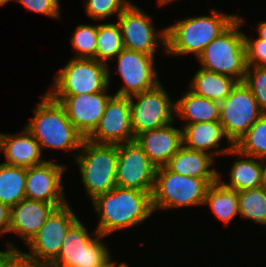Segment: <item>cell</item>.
<instances>
[{
    "label": "cell",
    "instance_id": "6da1fadb",
    "mask_svg": "<svg viewBox=\"0 0 266 267\" xmlns=\"http://www.w3.org/2000/svg\"><path fill=\"white\" fill-rule=\"evenodd\" d=\"M91 202L99 220L95 230L105 236L138 226L154 213L151 194L134 188L115 186Z\"/></svg>",
    "mask_w": 266,
    "mask_h": 267
},
{
    "label": "cell",
    "instance_id": "7a4b0ae2",
    "mask_svg": "<svg viewBox=\"0 0 266 267\" xmlns=\"http://www.w3.org/2000/svg\"><path fill=\"white\" fill-rule=\"evenodd\" d=\"M41 98L25 127L38 141L42 153L49 148L78 153L84 137L69 120L64 106L48 93Z\"/></svg>",
    "mask_w": 266,
    "mask_h": 267
},
{
    "label": "cell",
    "instance_id": "3957f363",
    "mask_svg": "<svg viewBox=\"0 0 266 267\" xmlns=\"http://www.w3.org/2000/svg\"><path fill=\"white\" fill-rule=\"evenodd\" d=\"M211 15L184 18L166 27V54L188 55L197 58L204 48L222 34L238 17L236 14H224L212 8Z\"/></svg>",
    "mask_w": 266,
    "mask_h": 267
},
{
    "label": "cell",
    "instance_id": "277c9868",
    "mask_svg": "<svg viewBox=\"0 0 266 267\" xmlns=\"http://www.w3.org/2000/svg\"><path fill=\"white\" fill-rule=\"evenodd\" d=\"M72 155L79 167L85 193L91 201L116 186L118 145L94 143L84 138L78 153L73 152Z\"/></svg>",
    "mask_w": 266,
    "mask_h": 267
},
{
    "label": "cell",
    "instance_id": "5b68a950",
    "mask_svg": "<svg viewBox=\"0 0 266 267\" xmlns=\"http://www.w3.org/2000/svg\"><path fill=\"white\" fill-rule=\"evenodd\" d=\"M243 17H238L222 34L209 43L198 56L201 68L243 82L247 68Z\"/></svg>",
    "mask_w": 266,
    "mask_h": 267
},
{
    "label": "cell",
    "instance_id": "8992f818",
    "mask_svg": "<svg viewBox=\"0 0 266 267\" xmlns=\"http://www.w3.org/2000/svg\"><path fill=\"white\" fill-rule=\"evenodd\" d=\"M218 179L183 176L166 166L156 168L155 184L151 195L153 212L190 206H201L208 187Z\"/></svg>",
    "mask_w": 266,
    "mask_h": 267
},
{
    "label": "cell",
    "instance_id": "52a82bcc",
    "mask_svg": "<svg viewBox=\"0 0 266 267\" xmlns=\"http://www.w3.org/2000/svg\"><path fill=\"white\" fill-rule=\"evenodd\" d=\"M104 237L107 236L96 230L89 233L78 219L67 231L59 255L48 267H105L112 258L101 240Z\"/></svg>",
    "mask_w": 266,
    "mask_h": 267
},
{
    "label": "cell",
    "instance_id": "ba28073f",
    "mask_svg": "<svg viewBox=\"0 0 266 267\" xmlns=\"http://www.w3.org/2000/svg\"><path fill=\"white\" fill-rule=\"evenodd\" d=\"M77 220L70 203L55 208L27 244L30 252L19 253L33 267H48L59 255L67 231Z\"/></svg>",
    "mask_w": 266,
    "mask_h": 267
},
{
    "label": "cell",
    "instance_id": "9c48e42d",
    "mask_svg": "<svg viewBox=\"0 0 266 267\" xmlns=\"http://www.w3.org/2000/svg\"><path fill=\"white\" fill-rule=\"evenodd\" d=\"M50 96L97 93L108 85V66L96 59L71 58L54 77Z\"/></svg>",
    "mask_w": 266,
    "mask_h": 267
},
{
    "label": "cell",
    "instance_id": "30bf717a",
    "mask_svg": "<svg viewBox=\"0 0 266 267\" xmlns=\"http://www.w3.org/2000/svg\"><path fill=\"white\" fill-rule=\"evenodd\" d=\"M263 113L249 88L237 82L220 103L219 122L227 144L234 146Z\"/></svg>",
    "mask_w": 266,
    "mask_h": 267
},
{
    "label": "cell",
    "instance_id": "8fae6325",
    "mask_svg": "<svg viewBox=\"0 0 266 267\" xmlns=\"http://www.w3.org/2000/svg\"><path fill=\"white\" fill-rule=\"evenodd\" d=\"M129 100L131 127L135 137L142 132L164 127L176 120L175 102H172L161 82L149 90L129 97Z\"/></svg>",
    "mask_w": 266,
    "mask_h": 267
},
{
    "label": "cell",
    "instance_id": "7c38bea8",
    "mask_svg": "<svg viewBox=\"0 0 266 267\" xmlns=\"http://www.w3.org/2000/svg\"><path fill=\"white\" fill-rule=\"evenodd\" d=\"M116 18L125 49L154 56L156 48L163 45L166 53V27L156 31L153 18L146 11L131 2Z\"/></svg>",
    "mask_w": 266,
    "mask_h": 267
},
{
    "label": "cell",
    "instance_id": "4fadbf2b",
    "mask_svg": "<svg viewBox=\"0 0 266 267\" xmlns=\"http://www.w3.org/2000/svg\"><path fill=\"white\" fill-rule=\"evenodd\" d=\"M156 168L136 141L118 144L116 186L152 195Z\"/></svg>",
    "mask_w": 266,
    "mask_h": 267
},
{
    "label": "cell",
    "instance_id": "5bb4252c",
    "mask_svg": "<svg viewBox=\"0 0 266 267\" xmlns=\"http://www.w3.org/2000/svg\"><path fill=\"white\" fill-rule=\"evenodd\" d=\"M154 57L124 48L114 58L117 61L116 73H118L124 83L114 94L131 97L149 90L160 83Z\"/></svg>",
    "mask_w": 266,
    "mask_h": 267
},
{
    "label": "cell",
    "instance_id": "9a60e30c",
    "mask_svg": "<svg viewBox=\"0 0 266 267\" xmlns=\"http://www.w3.org/2000/svg\"><path fill=\"white\" fill-rule=\"evenodd\" d=\"M130 116L129 97L113 94L99 124L86 139L94 143L114 145L135 141Z\"/></svg>",
    "mask_w": 266,
    "mask_h": 267
},
{
    "label": "cell",
    "instance_id": "2e32d148",
    "mask_svg": "<svg viewBox=\"0 0 266 267\" xmlns=\"http://www.w3.org/2000/svg\"><path fill=\"white\" fill-rule=\"evenodd\" d=\"M67 165L56 164L46 160L44 163L28 167L26 175L25 196L53 204L56 208L68 202L62 184L63 172Z\"/></svg>",
    "mask_w": 266,
    "mask_h": 267
},
{
    "label": "cell",
    "instance_id": "e0dca14e",
    "mask_svg": "<svg viewBox=\"0 0 266 267\" xmlns=\"http://www.w3.org/2000/svg\"><path fill=\"white\" fill-rule=\"evenodd\" d=\"M108 89H110L109 86L97 93L51 97L64 106L75 129L87 138L99 124L107 102L113 96L108 94Z\"/></svg>",
    "mask_w": 266,
    "mask_h": 267
},
{
    "label": "cell",
    "instance_id": "ac0fdd59",
    "mask_svg": "<svg viewBox=\"0 0 266 267\" xmlns=\"http://www.w3.org/2000/svg\"><path fill=\"white\" fill-rule=\"evenodd\" d=\"M145 131L135 137V141L156 166H165L171 157L183 146L182 129L172 126Z\"/></svg>",
    "mask_w": 266,
    "mask_h": 267
},
{
    "label": "cell",
    "instance_id": "d6986e66",
    "mask_svg": "<svg viewBox=\"0 0 266 267\" xmlns=\"http://www.w3.org/2000/svg\"><path fill=\"white\" fill-rule=\"evenodd\" d=\"M56 207L48 202L25 198L10 208L9 233L28 244Z\"/></svg>",
    "mask_w": 266,
    "mask_h": 267
},
{
    "label": "cell",
    "instance_id": "ffe728a7",
    "mask_svg": "<svg viewBox=\"0 0 266 267\" xmlns=\"http://www.w3.org/2000/svg\"><path fill=\"white\" fill-rule=\"evenodd\" d=\"M225 137L222 125L219 121L185 124L182 128L184 147L207 153L214 159L216 156H225V154L233 148L232 144H229L223 149L220 147L221 140Z\"/></svg>",
    "mask_w": 266,
    "mask_h": 267
},
{
    "label": "cell",
    "instance_id": "44dd1931",
    "mask_svg": "<svg viewBox=\"0 0 266 267\" xmlns=\"http://www.w3.org/2000/svg\"><path fill=\"white\" fill-rule=\"evenodd\" d=\"M3 151L7 165L32 167L46 161L42 157V151L38 141L26 129L17 135L0 133V152Z\"/></svg>",
    "mask_w": 266,
    "mask_h": 267
},
{
    "label": "cell",
    "instance_id": "7402d4cb",
    "mask_svg": "<svg viewBox=\"0 0 266 267\" xmlns=\"http://www.w3.org/2000/svg\"><path fill=\"white\" fill-rule=\"evenodd\" d=\"M215 159L207 153L188 149L182 146L165 165L170 171L201 179H218L214 166Z\"/></svg>",
    "mask_w": 266,
    "mask_h": 267
},
{
    "label": "cell",
    "instance_id": "603a6c76",
    "mask_svg": "<svg viewBox=\"0 0 266 267\" xmlns=\"http://www.w3.org/2000/svg\"><path fill=\"white\" fill-rule=\"evenodd\" d=\"M228 154L234 156L237 155V157H243L233 162L229 171L230 183L221 180V173L218 172V180L225 187L234 189L238 192L243 189L259 188L262 186L261 158H255L253 156L241 154L234 147L225 155Z\"/></svg>",
    "mask_w": 266,
    "mask_h": 267
},
{
    "label": "cell",
    "instance_id": "cb8c5ba5",
    "mask_svg": "<svg viewBox=\"0 0 266 267\" xmlns=\"http://www.w3.org/2000/svg\"><path fill=\"white\" fill-rule=\"evenodd\" d=\"M220 103L197 95L190 89L175 102V117L184 124L219 121Z\"/></svg>",
    "mask_w": 266,
    "mask_h": 267
},
{
    "label": "cell",
    "instance_id": "d4e9b609",
    "mask_svg": "<svg viewBox=\"0 0 266 267\" xmlns=\"http://www.w3.org/2000/svg\"><path fill=\"white\" fill-rule=\"evenodd\" d=\"M237 84L233 78L199 67L190 82V90L197 95L221 103Z\"/></svg>",
    "mask_w": 266,
    "mask_h": 267
},
{
    "label": "cell",
    "instance_id": "484cf974",
    "mask_svg": "<svg viewBox=\"0 0 266 267\" xmlns=\"http://www.w3.org/2000/svg\"><path fill=\"white\" fill-rule=\"evenodd\" d=\"M203 205H208L213 214L227 225L239 215L237 191L225 187L219 180L208 187Z\"/></svg>",
    "mask_w": 266,
    "mask_h": 267
},
{
    "label": "cell",
    "instance_id": "4316f807",
    "mask_svg": "<svg viewBox=\"0 0 266 267\" xmlns=\"http://www.w3.org/2000/svg\"><path fill=\"white\" fill-rule=\"evenodd\" d=\"M27 168L0 163V202L9 208L26 198Z\"/></svg>",
    "mask_w": 266,
    "mask_h": 267
},
{
    "label": "cell",
    "instance_id": "83f0119b",
    "mask_svg": "<svg viewBox=\"0 0 266 267\" xmlns=\"http://www.w3.org/2000/svg\"><path fill=\"white\" fill-rule=\"evenodd\" d=\"M123 49L122 34L118 23H99L95 59L108 66L109 86L111 72L107 61L114 59Z\"/></svg>",
    "mask_w": 266,
    "mask_h": 267
},
{
    "label": "cell",
    "instance_id": "f1b7e54d",
    "mask_svg": "<svg viewBox=\"0 0 266 267\" xmlns=\"http://www.w3.org/2000/svg\"><path fill=\"white\" fill-rule=\"evenodd\" d=\"M239 215L261 225H266V189H243L237 192Z\"/></svg>",
    "mask_w": 266,
    "mask_h": 267
},
{
    "label": "cell",
    "instance_id": "f546056e",
    "mask_svg": "<svg viewBox=\"0 0 266 267\" xmlns=\"http://www.w3.org/2000/svg\"><path fill=\"white\" fill-rule=\"evenodd\" d=\"M233 147L247 156L266 157V113L260 116Z\"/></svg>",
    "mask_w": 266,
    "mask_h": 267
},
{
    "label": "cell",
    "instance_id": "4dcf8cb0",
    "mask_svg": "<svg viewBox=\"0 0 266 267\" xmlns=\"http://www.w3.org/2000/svg\"><path fill=\"white\" fill-rule=\"evenodd\" d=\"M70 37V42L76 50L73 58L95 59L98 24H79Z\"/></svg>",
    "mask_w": 266,
    "mask_h": 267
},
{
    "label": "cell",
    "instance_id": "1f68e13d",
    "mask_svg": "<svg viewBox=\"0 0 266 267\" xmlns=\"http://www.w3.org/2000/svg\"><path fill=\"white\" fill-rule=\"evenodd\" d=\"M86 1V2H85ZM85 12L94 21H103L112 15L117 17L131 3L130 0H85Z\"/></svg>",
    "mask_w": 266,
    "mask_h": 267
},
{
    "label": "cell",
    "instance_id": "d6a6232c",
    "mask_svg": "<svg viewBox=\"0 0 266 267\" xmlns=\"http://www.w3.org/2000/svg\"><path fill=\"white\" fill-rule=\"evenodd\" d=\"M243 83L254 95L259 108L266 113V66H247Z\"/></svg>",
    "mask_w": 266,
    "mask_h": 267
},
{
    "label": "cell",
    "instance_id": "836d02e7",
    "mask_svg": "<svg viewBox=\"0 0 266 267\" xmlns=\"http://www.w3.org/2000/svg\"><path fill=\"white\" fill-rule=\"evenodd\" d=\"M247 66H266V41L255 37L251 39L244 34Z\"/></svg>",
    "mask_w": 266,
    "mask_h": 267
},
{
    "label": "cell",
    "instance_id": "e575fe53",
    "mask_svg": "<svg viewBox=\"0 0 266 267\" xmlns=\"http://www.w3.org/2000/svg\"><path fill=\"white\" fill-rule=\"evenodd\" d=\"M15 1V0H14ZM26 7V12H37L45 16L61 19L59 0H16Z\"/></svg>",
    "mask_w": 266,
    "mask_h": 267
},
{
    "label": "cell",
    "instance_id": "d590c367",
    "mask_svg": "<svg viewBox=\"0 0 266 267\" xmlns=\"http://www.w3.org/2000/svg\"><path fill=\"white\" fill-rule=\"evenodd\" d=\"M10 208L0 202V236L9 233Z\"/></svg>",
    "mask_w": 266,
    "mask_h": 267
},
{
    "label": "cell",
    "instance_id": "8d00e7d4",
    "mask_svg": "<svg viewBox=\"0 0 266 267\" xmlns=\"http://www.w3.org/2000/svg\"><path fill=\"white\" fill-rule=\"evenodd\" d=\"M6 246V250H0V267H5L20 251L12 242Z\"/></svg>",
    "mask_w": 266,
    "mask_h": 267
},
{
    "label": "cell",
    "instance_id": "74e56055",
    "mask_svg": "<svg viewBox=\"0 0 266 267\" xmlns=\"http://www.w3.org/2000/svg\"><path fill=\"white\" fill-rule=\"evenodd\" d=\"M5 267H33L20 253H18Z\"/></svg>",
    "mask_w": 266,
    "mask_h": 267
},
{
    "label": "cell",
    "instance_id": "f35d334b",
    "mask_svg": "<svg viewBox=\"0 0 266 267\" xmlns=\"http://www.w3.org/2000/svg\"><path fill=\"white\" fill-rule=\"evenodd\" d=\"M256 29L258 37L266 41V21H260Z\"/></svg>",
    "mask_w": 266,
    "mask_h": 267
},
{
    "label": "cell",
    "instance_id": "ab89813d",
    "mask_svg": "<svg viewBox=\"0 0 266 267\" xmlns=\"http://www.w3.org/2000/svg\"><path fill=\"white\" fill-rule=\"evenodd\" d=\"M262 187L266 189V157L261 158Z\"/></svg>",
    "mask_w": 266,
    "mask_h": 267
},
{
    "label": "cell",
    "instance_id": "60d3db41",
    "mask_svg": "<svg viewBox=\"0 0 266 267\" xmlns=\"http://www.w3.org/2000/svg\"><path fill=\"white\" fill-rule=\"evenodd\" d=\"M105 267H129L127 263L123 262L120 264L117 263V261H110Z\"/></svg>",
    "mask_w": 266,
    "mask_h": 267
},
{
    "label": "cell",
    "instance_id": "b9f144b4",
    "mask_svg": "<svg viewBox=\"0 0 266 267\" xmlns=\"http://www.w3.org/2000/svg\"><path fill=\"white\" fill-rule=\"evenodd\" d=\"M172 1H176V0H158L157 3L159 4V6H164L167 5L169 3H172Z\"/></svg>",
    "mask_w": 266,
    "mask_h": 267
},
{
    "label": "cell",
    "instance_id": "7bdbcfd3",
    "mask_svg": "<svg viewBox=\"0 0 266 267\" xmlns=\"http://www.w3.org/2000/svg\"><path fill=\"white\" fill-rule=\"evenodd\" d=\"M14 0H0V7Z\"/></svg>",
    "mask_w": 266,
    "mask_h": 267
}]
</instances>
